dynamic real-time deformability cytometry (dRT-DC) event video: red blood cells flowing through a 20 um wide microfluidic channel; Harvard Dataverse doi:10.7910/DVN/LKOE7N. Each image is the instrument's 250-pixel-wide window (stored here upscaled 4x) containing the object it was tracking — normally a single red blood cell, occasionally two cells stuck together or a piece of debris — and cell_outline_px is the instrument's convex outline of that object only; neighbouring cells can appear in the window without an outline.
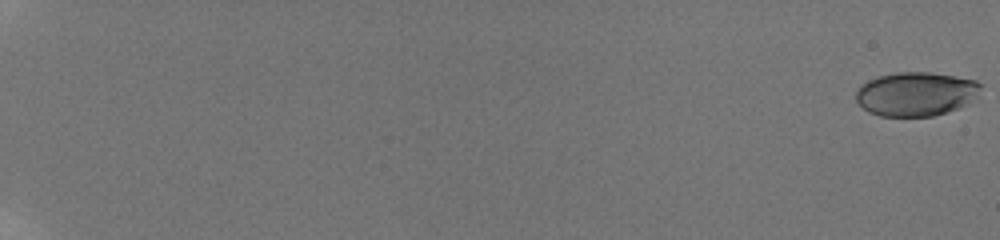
{"species": "human", "species_latin": "Homo sapiens", "temperature_condition": "room temperature", "stored_images_in_passage": 13, "camera_frame_rate_fps": 3000, "um_per_image_px": 0.085, "donor": {"sex": "male"}, "frame": {"image": 1, "passage_image": 1, "time_ms": 0.0, "image_size_px": [1000, 240], "cell_outline_px": [[984, 84], [960, 108], [948, 112], [932, 116], [880, 116], [868, 112], [856, 100], [856, 88], [860, 84], [868, 80], [880, 76], [896, 72], [932, 72], [956, 76], [976, 80]], "centroid_in_image_um": [77.81, 7.97], "position_along_channel_um": 7.2, "area_um2": 31.91}}
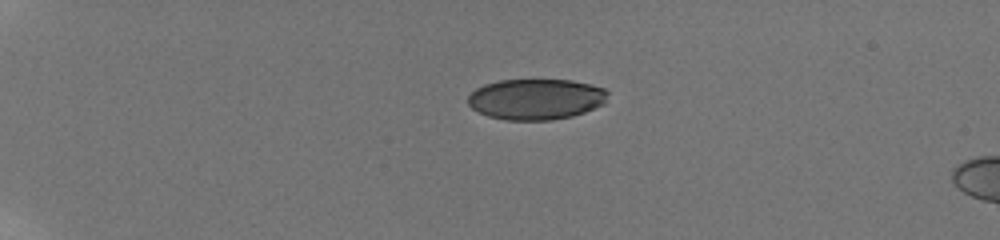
{"frame": {"image": 2, "passage_image": 10, "time_ms": 5.667, "image_size_px": [1000, 240], "cell_outline_px": [[608, 92], [604, 104], [584, 112], [572, 116], [552, 120], [504, 120], [488, 116], [472, 108], [468, 104], [468, 96], [476, 88], [484, 84], [500, 80], [572, 80], [592, 84], [604, 88]], "centroid_in_image_um": [45.56, 8.42], "position_along_channel_um": 39.4, "area_um2": 33.35}}